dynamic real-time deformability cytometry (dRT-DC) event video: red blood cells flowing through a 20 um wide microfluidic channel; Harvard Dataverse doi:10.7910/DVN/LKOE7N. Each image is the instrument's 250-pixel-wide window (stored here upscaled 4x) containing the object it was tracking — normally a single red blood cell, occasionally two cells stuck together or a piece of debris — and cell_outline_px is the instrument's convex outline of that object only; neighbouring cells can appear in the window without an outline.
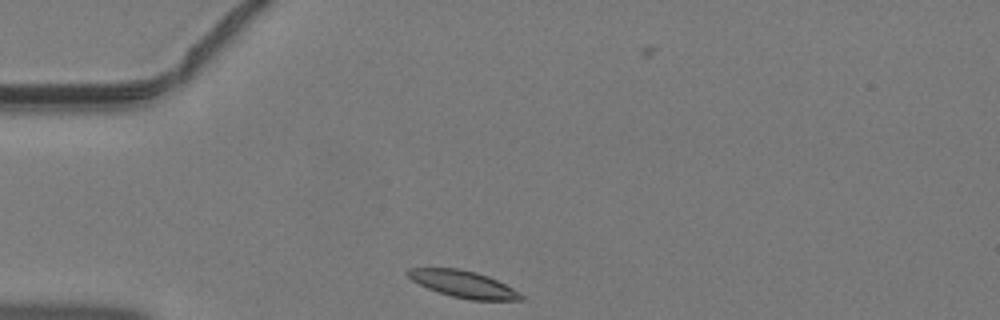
{"species": "common noctule bat (a hibernating species)", "species_latin": "Nyctalus noctula", "temperature_condition": "warm", "stored_images_in_passage": 36, "camera_frame_rate_fps": 3000, "um_per_image_px": 0.085, "animal": {"sex": "male", "body_mass_g": 19.2, "forearm_length_mm": 51.8}, "frame": {"image": 1, "passage_image": 1, "time_ms": 0.0, "image_size_px": [1000, 320], "cell_outline_px": [[524, 300], [468, 300], [452, 296], [428, 288], [412, 280], [404, 272], [408, 268], [460, 268], [476, 272], [488, 276], [520, 292], [524, 296]], "centroid_in_image_um": [39.39, 24.14], "position_along_channel_um": 45.6, "area_um2": 17.63}}
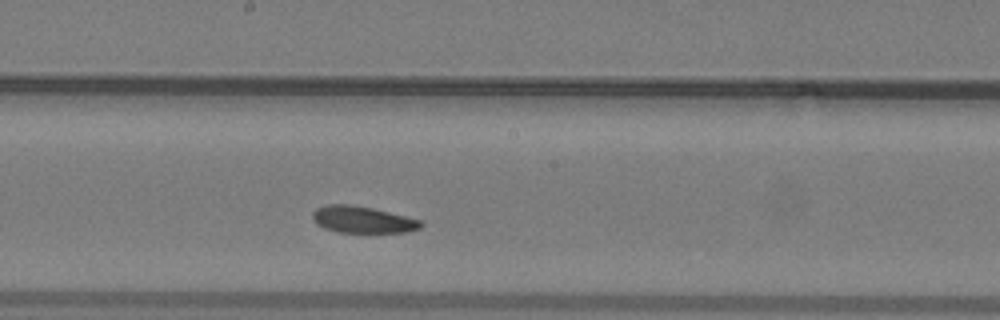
{"frame": {"image": 2, "passage_image": 14, "time_ms": 4.333, "image_size_px": [1000, 320], "cell_outline_px": [[424, 224], [420, 228], [408, 232], [340, 232], [324, 228], [316, 224], [312, 216], [312, 212], [316, 208], [328, 204], [352, 204], [372, 208], [420, 220]], "centroid_in_image_um": [30.79, 18.66], "position_along_channel_um": 217.4, "area_um2": 16.76}}
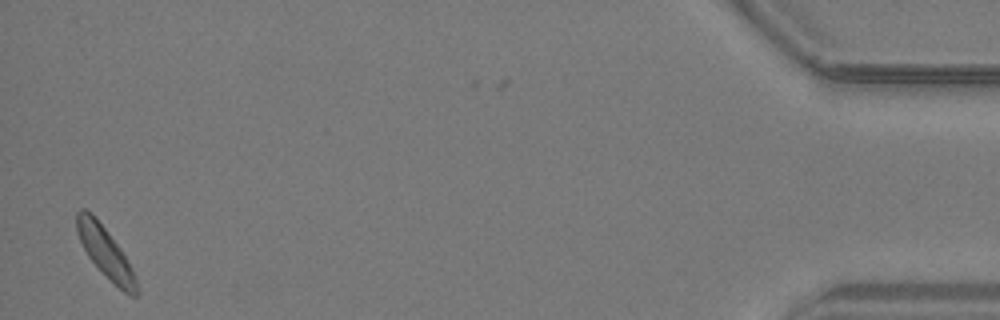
{"frame": {"image": 3, "passage_image": 34, "time_ms": 11.0, "image_size_px": [1000, 320], "cell_outline_px": [[136, 296], [132, 296], [124, 292], [88, 256], [76, 232], [76, 212], [80, 208], [84, 208], [92, 212], [120, 248], [132, 268], [136, 280]], "centroid_in_image_um": [8.91, 21.35], "position_along_channel_um": 426.3, "area_um2": 16.94}}